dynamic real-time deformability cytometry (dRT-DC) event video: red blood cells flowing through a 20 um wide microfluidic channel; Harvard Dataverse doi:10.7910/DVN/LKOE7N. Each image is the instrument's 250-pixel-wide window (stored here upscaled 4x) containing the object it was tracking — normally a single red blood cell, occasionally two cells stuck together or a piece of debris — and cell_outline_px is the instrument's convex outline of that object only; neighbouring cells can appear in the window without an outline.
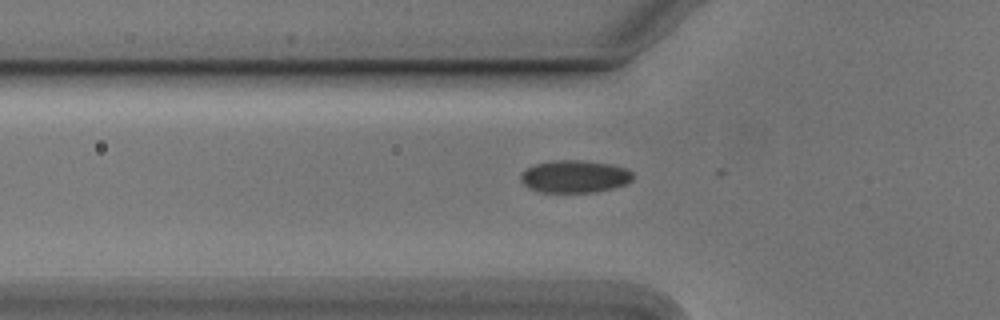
{"species": "Egyptian fruit bat (a non-hibernating species)", "species_latin": "Rousettus aegyptiacus", "temperature_condition": "cold", "stored_images_in_passage": 9, "camera_frame_rate_fps": 3000, "um_per_image_px": 0.085, "animal": {"sex": "male"}, "frame": {"image": 1, "passage_image": 2, "time_ms": 0.333, "image_size_px": [1000, 320], "cell_outline_px": [[632, 180], [624, 184], [612, 188], [596, 192], [540, 192], [528, 188], [520, 180], [520, 176], [528, 168], [536, 164], [552, 160], [580, 160], [608, 164], [624, 168], [632, 172]], "centroid_in_image_um": [48.82, 15.01], "position_along_channel_um": 77.0, "area_um2": 20.98}}
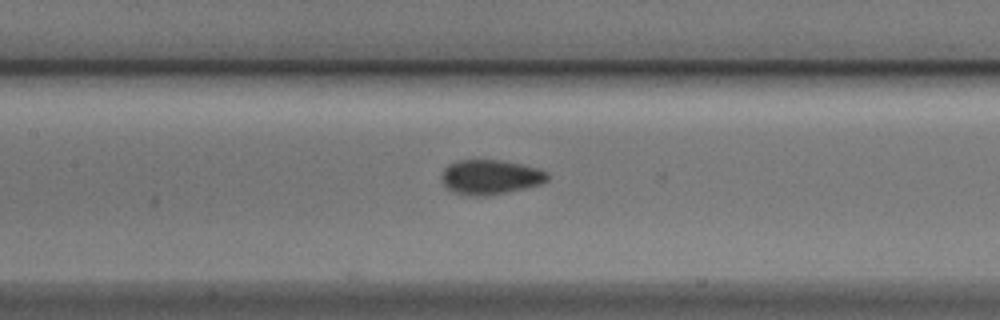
{"frame": {"image": 2, "passage_image": 9, "time_ms": 2.667, "image_size_px": [1000, 320], "cell_outline_px": [[548, 180], [540, 184], [504, 192], [484, 196], [468, 196], [452, 192], [440, 180], [440, 176], [444, 168], [448, 164], [456, 160], [504, 160], [536, 168], [548, 172]], "centroid_in_image_um": [41.61, 15.04], "position_along_channel_um": 165.8, "area_um2": 21.39}}